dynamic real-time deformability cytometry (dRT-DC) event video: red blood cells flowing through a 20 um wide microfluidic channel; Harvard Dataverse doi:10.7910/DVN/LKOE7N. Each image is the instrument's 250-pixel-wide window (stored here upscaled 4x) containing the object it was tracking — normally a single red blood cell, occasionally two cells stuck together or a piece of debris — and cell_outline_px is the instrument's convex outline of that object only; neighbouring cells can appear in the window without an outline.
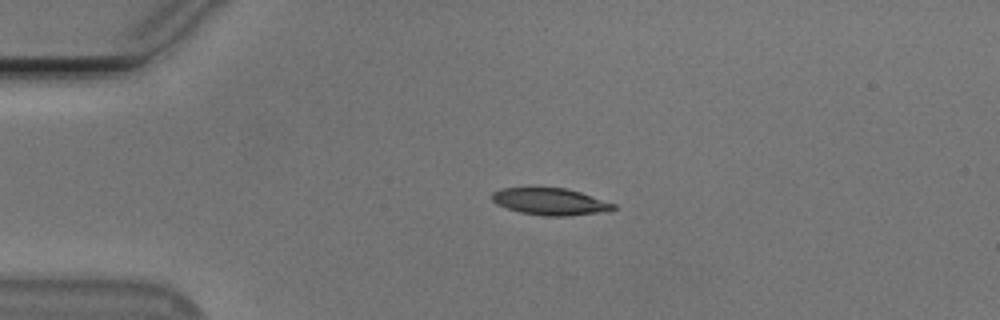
{"species": "Egyptian fruit bat (a non-hibernating species)", "species_latin": "Rousettus aegyptiacus", "temperature_condition": "cold", "stored_images_in_passage": 25, "camera_frame_rate_fps": 3000, "um_per_image_px": 0.085, "animal": {"sex": "male"}, "frame": {"image": 1, "passage_image": 12, "time_ms": 3.667, "image_size_px": [1000, 320], "cell_outline_px": [[616, 208], [608, 212], [564, 216], [544, 216], [520, 212], [496, 204], [492, 200], [492, 192], [500, 188], [532, 184], [536, 184], [568, 188], [616, 204]], "centroid_in_image_um": [46.72, 17.07], "position_along_channel_um": 38.3, "area_um2": 20.11}}
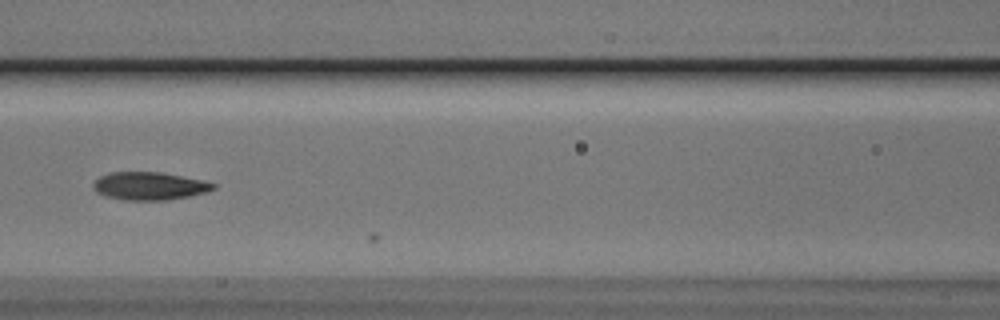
{"frame": {"image": 2, "passage_image": 24, "time_ms": 7.667, "image_size_px": [1000, 320], "cell_outline_px": [[216, 188], [204, 192], [188, 196], [168, 200], [124, 200], [104, 196], [96, 192], [92, 188], [92, 184], [100, 176], [112, 172], [160, 172], [200, 180], [216, 184]], "centroid_in_image_um": [12.64, 15.81], "position_along_channel_um": 154.0, "area_um2": 19.36}}